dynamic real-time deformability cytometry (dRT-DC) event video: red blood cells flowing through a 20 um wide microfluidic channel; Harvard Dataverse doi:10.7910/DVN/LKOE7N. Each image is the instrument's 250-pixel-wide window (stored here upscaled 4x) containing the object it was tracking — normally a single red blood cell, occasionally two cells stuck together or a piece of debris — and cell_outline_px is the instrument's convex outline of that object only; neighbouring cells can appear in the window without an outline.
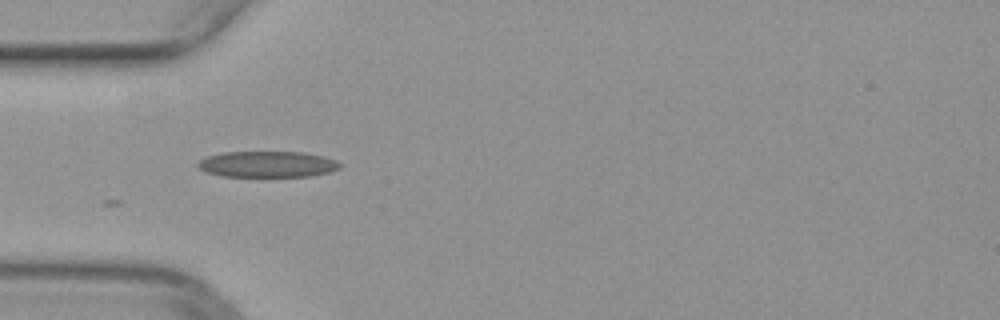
{"species": "common noctule bat (a hibernating species)", "species_latin": "Nyctalus noctula", "temperature_condition": "warm", "stored_images_in_passage": 3, "camera_frame_rate_fps": 3000, "um_per_image_px": 0.085, "animal": {"sex": "female", "body_mass_g": 29.2, "forearm_length_mm": 56.3}, "frame": {"image": 1, "passage_image": 1, "time_ms": 0.0, "image_size_px": [1000, 320], "cell_outline_px": [[340, 168], [328, 172], [312, 176], [220, 176], [204, 172], [196, 164], [200, 160], [208, 156], [224, 152], [304, 152], [336, 160], [340, 164]], "centroid_in_image_um": [22.7, 13.96], "position_along_channel_um": 62.3, "area_um2": 21.44}}